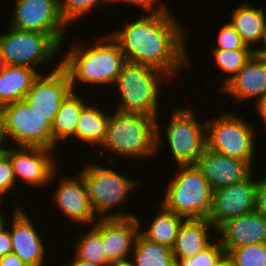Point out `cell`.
<instances>
[{"label":"cell","mask_w":266,"mask_h":266,"mask_svg":"<svg viewBox=\"0 0 266 266\" xmlns=\"http://www.w3.org/2000/svg\"><path fill=\"white\" fill-rule=\"evenodd\" d=\"M172 12L169 7L155 14H141L110 35L126 60L158 69L175 79L180 68L191 65V59L186 51V30Z\"/></svg>","instance_id":"6da1fadb"},{"label":"cell","mask_w":266,"mask_h":266,"mask_svg":"<svg viewBox=\"0 0 266 266\" xmlns=\"http://www.w3.org/2000/svg\"><path fill=\"white\" fill-rule=\"evenodd\" d=\"M101 35L90 46L74 43L61 58V66L67 71L73 91L80 84L89 86H113L126 61L117 41L109 34ZM78 83V84H77ZM77 85V86H76Z\"/></svg>","instance_id":"7a4b0ae2"},{"label":"cell","mask_w":266,"mask_h":266,"mask_svg":"<svg viewBox=\"0 0 266 266\" xmlns=\"http://www.w3.org/2000/svg\"><path fill=\"white\" fill-rule=\"evenodd\" d=\"M107 134L99 150L115 156L144 160L156 154V119L161 116L123 113L112 110ZM152 156V157H151Z\"/></svg>","instance_id":"3957f363"},{"label":"cell","mask_w":266,"mask_h":266,"mask_svg":"<svg viewBox=\"0 0 266 266\" xmlns=\"http://www.w3.org/2000/svg\"><path fill=\"white\" fill-rule=\"evenodd\" d=\"M168 80L158 69L126 60L113 84L120 98L115 111L158 116L160 90Z\"/></svg>","instance_id":"277c9868"},{"label":"cell","mask_w":266,"mask_h":266,"mask_svg":"<svg viewBox=\"0 0 266 266\" xmlns=\"http://www.w3.org/2000/svg\"><path fill=\"white\" fill-rule=\"evenodd\" d=\"M107 165L103 166L98 163L87 164L80 170V173L86 183L88 196L92 209L98 218H131L136 216L134 213L122 212L119 210L115 213L112 209L122 205L130 195V192L136 188V184L139 181L128 177L122 173H118V170H114L111 165L115 162L114 158L108 157ZM112 212H111V211ZM112 213V214H111Z\"/></svg>","instance_id":"5b68a950"},{"label":"cell","mask_w":266,"mask_h":266,"mask_svg":"<svg viewBox=\"0 0 266 266\" xmlns=\"http://www.w3.org/2000/svg\"><path fill=\"white\" fill-rule=\"evenodd\" d=\"M193 109L192 105L173 108L168 126L163 130L165 133H161L162 123L159 118L156 119V152H159L164 146L162 142L166 140V146L177 166L195 165L207 148L206 124L199 122Z\"/></svg>","instance_id":"8992f818"},{"label":"cell","mask_w":266,"mask_h":266,"mask_svg":"<svg viewBox=\"0 0 266 266\" xmlns=\"http://www.w3.org/2000/svg\"><path fill=\"white\" fill-rule=\"evenodd\" d=\"M162 205L185 219H208L213 190L196 165H178Z\"/></svg>","instance_id":"52a82bcc"},{"label":"cell","mask_w":266,"mask_h":266,"mask_svg":"<svg viewBox=\"0 0 266 266\" xmlns=\"http://www.w3.org/2000/svg\"><path fill=\"white\" fill-rule=\"evenodd\" d=\"M205 124L207 149L254 165L257 130L250 121L226 111L208 119Z\"/></svg>","instance_id":"ba28073f"},{"label":"cell","mask_w":266,"mask_h":266,"mask_svg":"<svg viewBox=\"0 0 266 266\" xmlns=\"http://www.w3.org/2000/svg\"><path fill=\"white\" fill-rule=\"evenodd\" d=\"M7 27L8 31L0 32L1 55L6 65L31 67L41 74L39 67L53 63L63 49L50 34Z\"/></svg>","instance_id":"9c48e42d"},{"label":"cell","mask_w":266,"mask_h":266,"mask_svg":"<svg viewBox=\"0 0 266 266\" xmlns=\"http://www.w3.org/2000/svg\"><path fill=\"white\" fill-rule=\"evenodd\" d=\"M1 109L12 144L53 150L52 124L46 117L35 114L25 100L7 104Z\"/></svg>","instance_id":"30bf717a"},{"label":"cell","mask_w":266,"mask_h":266,"mask_svg":"<svg viewBox=\"0 0 266 266\" xmlns=\"http://www.w3.org/2000/svg\"><path fill=\"white\" fill-rule=\"evenodd\" d=\"M9 26L50 34L61 46L68 25L60 14L59 0H15Z\"/></svg>","instance_id":"8fae6325"},{"label":"cell","mask_w":266,"mask_h":266,"mask_svg":"<svg viewBox=\"0 0 266 266\" xmlns=\"http://www.w3.org/2000/svg\"><path fill=\"white\" fill-rule=\"evenodd\" d=\"M55 152L42 147L11 146L5 154L11 161L16 183L22 181L40 188L50 185L59 175Z\"/></svg>","instance_id":"7c38bea8"},{"label":"cell","mask_w":266,"mask_h":266,"mask_svg":"<svg viewBox=\"0 0 266 266\" xmlns=\"http://www.w3.org/2000/svg\"><path fill=\"white\" fill-rule=\"evenodd\" d=\"M59 63L50 68L49 73L39 74L34 80L24 100L38 116L46 117L53 124L63 100L72 91L71 80L67 71Z\"/></svg>","instance_id":"4fadbf2b"},{"label":"cell","mask_w":266,"mask_h":266,"mask_svg":"<svg viewBox=\"0 0 266 266\" xmlns=\"http://www.w3.org/2000/svg\"><path fill=\"white\" fill-rule=\"evenodd\" d=\"M257 179L251 174L246 180L213 190L208 221L218 230L225 222L255 211Z\"/></svg>","instance_id":"5bb4252c"},{"label":"cell","mask_w":266,"mask_h":266,"mask_svg":"<svg viewBox=\"0 0 266 266\" xmlns=\"http://www.w3.org/2000/svg\"><path fill=\"white\" fill-rule=\"evenodd\" d=\"M78 174L77 177L62 176L58 178L61 181L59 180L56 185L52 202L56 204L55 206L65 216L64 218H67L72 224L76 223V225L82 226L87 224L90 227L99 218L92 209L85 180L80 173Z\"/></svg>","instance_id":"9a60e30c"},{"label":"cell","mask_w":266,"mask_h":266,"mask_svg":"<svg viewBox=\"0 0 266 266\" xmlns=\"http://www.w3.org/2000/svg\"><path fill=\"white\" fill-rule=\"evenodd\" d=\"M18 205L12 209V218L7 219V224L12 240V252L18 255L28 266H45L46 261V245L44 239L34 225L31 217L28 216ZM10 219L12 221H10ZM42 238V239H41Z\"/></svg>","instance_id":"2e32d148"},{"label":"cell","mask_w":266,"mask_h":266,"mask_svg":"<svg viewBox=\"0 0 266 266\" xmlns=\"http://www.w3.org/2000/svg\"><path fill=\"white\" fill-rule=\"evenodd\" d=\"M212 190L246 180L253 171L247 161L205 149L195 164Z\"/></svg>","instance_id":"e0dca14e"},{"label":"cell","mask_w":266,"mask_h":266,"mask_svg":"<svg viewBox=\"0 0 266 266\" xmlns=\"http://www.w3.org/2000/svg\"><path fill=\"white\" fill-rule=\"evenodd\" d=\"M219 90L232 96L238 104L253 98L256 103L266 95V58L254 53L239 72Z\"/></svg>","instance_id":"ac0fdd59"},{"label":"cell","mask_w":266,"mask_h":266,"mask_svg":"<svg viewBox=\"0 0 266 266\" xmlns=\"http://www.w3.org/2000/svg\"><path fill=\"white\" fill-rule=\"evenodd\" d=\"M140 233L137 217L101 218V237L110 262L130 258Z\"/></svg>","instance_id":"d6986e66"},{"label":"cell","mask_w":266,"mask_h":266,"mask_svg":"<svg viewBox=\"0 0 266 266\" xmlns=\"http://www.w3.org/2000/svg\"><path fill=\"white\" fill-rule=\"evenodd\" d=\"M225 250L266 243V217L253 211L229 219L218 230Z\"/></svg>","instance_id":"ffe728a7"},{"label":"cell","mask_w":266,"mask_h":266,"mask_svg":"<svg viewBox=\"0 0 266 266\" xmlns=\"http://www.w3.org/2000/svg\"><path fill=\"white\" fill-rule=\"evenodd\" d=\"M216 228L207 219H184L179 227L172 252L175 259L194 257L212 242ZM209 230V231H208ZM212 236V238H211Z\"/></svg>","instance_id":"44dd1931"},{"label":"cell","mask_w":266,"mask_h":266,"mask_svg":"<svg viewBox=\"0 0 266 266\" xmlns=\"http://www.w3.org/2000/svg\"><path fill=\"white\" fill-rule=\"evenodd\" d=\"M239 5L231 11L229 22L241 36L242 41L254 50L263 36L266 11L263 7L253 6L245 1Z\"/></svg>","instance_id":"7402d4cb"},{"label":"cell","mask_w":266,"mask_h":266,"mask_svg":"<svg viewBox=\"0 0 266 266\" xmlns=\"http://www.w3.org/2000/svg\"><path fill=\"white\" fill-rule=\"evenodd\" d=\"M39 74L31 67L6 65L0 75V108L24 100Z\"/></svg>","instance_id":"603a6c76"},{"label":"cell","mask_w":266,"mask_h":266,"mask_svg":"<svg viewBox=\"0 0 266 266\" xmlns=\"http://www.w3.org/2000/svg\"><path fill=\"white\" fill-rule=\"evenodd\" d=\"M84 98L86 99L72 90L63 100L52 124L53 151H56V147L59 149L60 143H64L70 138L75 140L76 124L82 109L88 104Z\"/></svg>","instance_id":"cb8c5ba5"},{"label":"cell","mask_w":266,"mask_h":266,"mask_svg":"<svg viewBox=\"0 0 266 266\" xmlns=\"http://www.w3.org/2000/svg\"><path fill=\"white\" fill-rule=\"evenodd\" d=\"M90 103V104H89ZM81 111L80 118L76 124L75 139L79 142H85L93 149L100 148L103 144L106 134L109 115L111 112L105 113L101 107L89 102Z\"/></svg>","instance_id":"d4e9b609"},{"label":"cell","mask_w":266,"mask_h":266,"mask_svg":"<svg viewBox=\"0 0 266 266\" xmlns=\"http://www.w3.org/2000/svg\"><path fill=\"white\" fill-rule=\"evenodd\" d=\"M157 212L149 224V227L143 229L142 220L136 216L140 225V233L150 241L172 249L176 241L179 227L185 218L166 209L162 204H160V208L159 210L157 209Z\"/></svg>","instance_id":"484cf974"},{"label":"cell","mask_w":266,"mask_h":266,"mask_svg":"<svg viewBox=\"0 0 266 266\" xmlns=\"http://www.w3.org/2000/svg\"><path fill=\"white\" fill-rule=\"evenodd\" d=\"M131 258L135 266H175L172 249L138 234Z\"/></svg>","instance_id":"4316f807"},{"label":"cell","mask_w":266,"mask_h":266,"mask_svg":"<svg viewBox=\"0 0 266 266\" xmlns=\"http://www.w3.org/2000/svg\"><path fill=\"white\" fill-rule=\"evenodd\" d=\"M84 232L74 246V255L96 265L109 266L111 262L107 259L101 237V218L90 227V230Z\"/></svg>","instance_id":"83f0119b"},{"label":"cell","mask_w":266,"mask_h":266,"mask_svg":"<svg viewBox=\"0 0 266 266\" xmlns=\"http://www.w3.org/2000/svg\"><path fill=\"white\" fill-rule=\"evenodd\" d=\"M209 52L212 54L211 56H213L219 70L222 73L225 72V76H222L224 78H222L221 88L239 72L254 54L253 49H211Z\"/></svg>","instance_id":"f1b7e54d"},{"label":"cell","mask_w":266,"mask_h":266,"mask_svg":"<svg viewBox=\"0 0 266 266\" xmlns=\"http://www.w3.org/2000/svg\"><path fill=\"white\" fill-rule=\"evenodd\" d=\"M234 266H266V243L225 250Z\"/></svg>","instance_id":"f546056e"},{"label":"cell","mask_w":266,"mask_h":266,"mask_svg":"<svg viewBox=\"0 0 266 266\" xmlns=\"http://www.w3.org/2000/svg\"><path fill=\"white\" fill-rule=\"evenodd\" d=\"M99 3L109 5L111 0H59L60 14L65 23L72 26L86 14L92 13Z\"/></svg>","instance_id":"4dcf8cb0"},{"label":"cell","mask_w":266,"mask_h":266,"mask_svg":"<svg viewBox=\"0 0 266 266\" xmlns=\"http://www.w3.org/2000/svg\"><path fill=\"white\" fill-rule=\"evenodd\" d=\"M218 239V241H214L194 257L175 259V266H215L226 254L220 238Z\"/></svg>","instance_id":"1f68e13d"},{"label":"cell","mask_w":266,"mask_h":266,"mask_svg":"<svg viewBox=\"0 0 266 266\" xmlns=\"http://www.w3.org/2000/svg\"><path fill=\"white\" fill-rule=\"evenodd\" d=\"M218 35H216L217 46L211 47V49H252L247 46L241 39V36L234 29L230 22H226L219 28Z\"/></svg>","instance_id":"d6a6232c"},{"label":"cell","mask_w":266,"mask_h":266,"mask_svg":"<svg viewBox=\"0 0 266 266\" xmlns=\"http://www.w3.org/2000/svg\"><path fill=\"white\" fill-rule=\"evenodd\" d=\"M13 167L5 153L0 154V195L4 199L8 192L17 188ZM16 187V188H15ZM5 195V196H4Z\"/></svg>","instance_id":"836d02e7"},{"label":"cell","mask_w":266,"mask_h":266,"mask_svg":"<svg viewBox=\"0 0 266 266\" xmlns=\"http://www.w3.org/2000/svg\"><path fill=\"white\" fill-rule=\"evenodd\" d=\"M111 3H124L126 5L130 4V6L134 5L135 7H139V9L144 12V14H155L158 12H162L169 7L166 6L164 3L160 4L158 0H111Z\"/></svg>","instance_id":"e575fe53"},{"label":"cell","mask_w":266,"mask_h":266,"mask_svg":"<svg viewBox=\"0 0 266 266\" xmlns=\"http://www.w3.org/2000/svg\"><path fill=\"white\" fill-rule=\"evenodd\" d=\"M7 217L8 215L5 213L0 221V258L12 252V240L7 227Z\"/></svg>","instance_id":"d590c367"},{"label":"cell","mask_w":266,"mask_h":266,"mask_svg":"<svg viewBox=\"0 0 266 266\" xmlns=\"http://www.w3.org/2000/svg\"><path fill=\"white\" fill-rule=\"evenodd\" d=\"M256 211L266 217V175L257 180Z\"/></svg>","instance_id":"8d00e7d4"},{"label":"cell","mask_w":266,"mask_h":266,"mask_svg":"<svg viewBox=\"0 0 266 266\" xmlns=\"http://www.w3.org/2000/svg\"><path fill=\"white\" fill-rule=\"evenodd\" d=\"M9 142L10 141L7 133L5 115L2 109L0 108V154L5 153L10 148L11 143L9 144ZM7 144H9V147Z\"/></svg>","instance_id":"74e56055"},{"label":"cell","mask_w":266,"mask_h":266,"mask_svg":"<svg viewBox=\"0 0 266 266\" xmlns=\"http://www.w3.org/2000/svg\"><path fill=\"white\" fill-rule=\"evenodd\" d=\"M0 266H28V265L14 252H10L0 258Z\"/></svg>","instance_id":"f35d334b"},{"label":"cell","mask_w":266,"mask_h":266,"mask_svg":"<svg viewBox=\"0 0 266 266\" xmlns=\"http://www.w3.org/2000/svg\"><path fill=\"white\" fill-rule=\"evenodd\" d=\"M254 107L257 109V115H259L260 119H262L264 122L263 125H265L266 128V95L258 100Z\"/></svg>","instance_id":"ab89813d"},{"label":"cell","mask_w":266,"mask_h":266,"mask_svg":"<svg viewBox=\"0 0 266 266\" xmlns=\"http://www.w3.org/2000/svg\"><path fill=\"white\" fill-rule=\"evenodd\" d=\"M72 261H65V263H62L60 266H101L93 264L92 262L77 258L75 255L72 257Z\"/></svg>","instance_id":"60d3db41"},{"label":"cell","mask_w":266,"mask_h":266,"mask_svg":"<svg viewBox=\"0 0 266 266\" xmlns=\"http://www.w3.org/2000/svg\"><path fill=\"white\" fill-rule=\"evenodd\" d=\"M260 45H262V46L261 47L259 46L258 48L254 49V53L257 56L266 58V24H265V29H264V32H263V36H262Z\"/></svg>","instance_id":"b9f144b4"},{"label":"cell","mask_w":266,"mask_h":266,"mask_svg":"<svg viewBox=\"0 0 266 266\" xmlns=\"http://www.w3.org/2000/svg\"><path fill=\"white\" fill-rule=\"evenodd\" d=\"M109 266H135L132 258H127L124 260H118V261H113L109 264Z\"/></svg>","instance_id":"7bdbcfd3"},{"label":"cell","mask_w":266,"mask_h":266,"mask_svg":"<svg viewBox=\"0 0 266 266\" xmlns=\"http://www.w3.org/2000/svg\"><path fill=\"white\" fill-rule=\"evenodd\" d=\"M215 266H234L231 259L225 254L217 263Z\"/></svg>","instance_id":"ee69618b"},{"label":"cell","mask_w":266,"mask_h":266,"mask_svg":"<svg viewBox=\"0 0 266 266\" xmlns=\"http://www.w3.org/2000/svg\"><path fill=\"white\" fill-rule=\"evenodd\" d=\"M5 67H6V64L4 63V61L2 59L1 49H0V75L4 71Z\"/></svg>","instance_id":"f6af8a7d"},{"label":"cell","mask_w":266,"mask_h":266,"mask_svg":"<svg viewBox=\"0 0 266 266\" xmlns=\"http://www.w3.org/2000/svg\"><path fill=\"white\" fill-rule=\"evenodd\" d=\"M2 203H4V202H3V198L0 195V206L3 205Z\"/></svg>","instance_id":"bcb514c9"},{"label":"cell","mask_w":266,"mask_h":266,"mask_svg":"<svg viewBox=\"0 0 266 266\" xmlns=\"http://www.w3.org/2000/svg\"><path fill=\"white\" fill-rule=\"evenodd\" d=\"M3 211H2V213H0V221L2 220V218H3Z\"/></svg>","instance_id":"7dc6e473"}]
</instances>
